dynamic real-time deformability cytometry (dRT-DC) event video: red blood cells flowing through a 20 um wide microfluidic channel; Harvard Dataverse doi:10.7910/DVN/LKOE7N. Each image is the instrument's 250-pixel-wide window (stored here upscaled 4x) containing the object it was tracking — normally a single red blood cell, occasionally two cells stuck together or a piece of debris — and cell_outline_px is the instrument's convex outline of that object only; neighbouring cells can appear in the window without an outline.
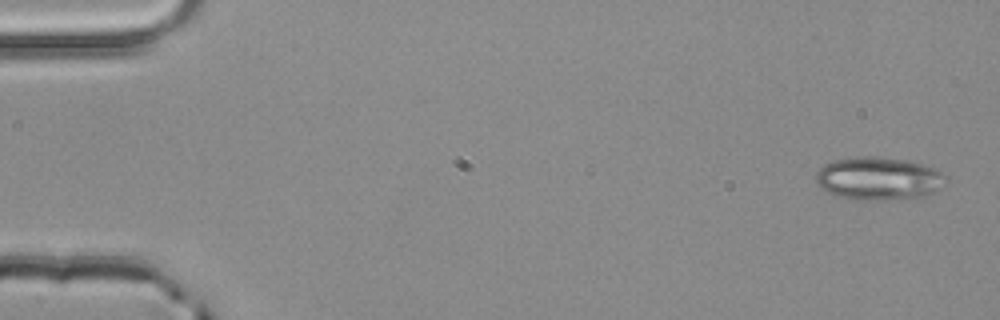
{"species": "common noctule bat (a hibernating species)", "species_latin": "Nyctalus noctula", "temperature_condition": "room temperature", "stored_images_in_passage": 4, "camera_frame_rate_fps": 3000, "um_per_image_px": 0.085, "animal": {"sex": "male", "body_mass_g": 20.4}, "frame": {"image": 1, "passage_image": 1, "time_ms": 0.0, "image_size_px": [1000, 320], "cell_outline_px": [[948, 180], [936, 192], [924, 196], [884, 200], [856, 200], [840, 196], [828, 192], [820, 188], [816, 180], [816, 172], [824, 164], [836, 160], [856, 156], [872, 156], [904, 160], [936, 168]], "centroid_in_image_um": [74.68, 15.18], "position_along_channel_um": 10.3, "area_um2": 32.48}}